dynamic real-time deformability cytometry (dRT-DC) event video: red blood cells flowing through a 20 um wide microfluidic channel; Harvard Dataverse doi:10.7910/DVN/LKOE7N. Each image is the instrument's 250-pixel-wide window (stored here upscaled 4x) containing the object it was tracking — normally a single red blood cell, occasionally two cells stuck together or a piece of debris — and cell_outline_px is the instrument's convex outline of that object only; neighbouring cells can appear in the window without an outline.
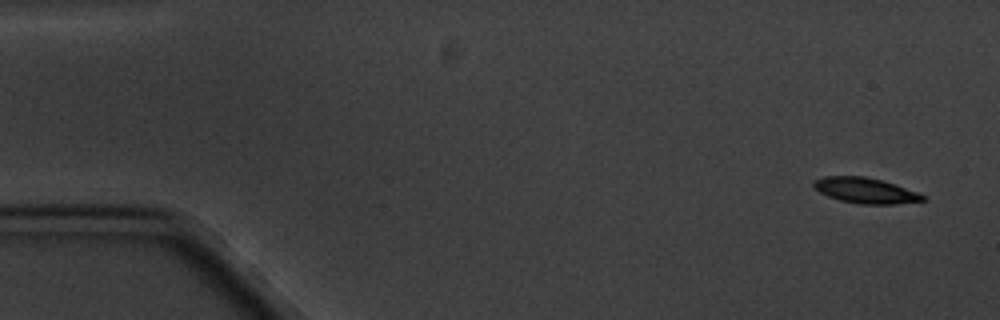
{"species": "common noctule bat (a hibernating species)", "species_latin": "Nyctalus noctula", "temperature_condition": "cold", "stored_images_in_passage": 5, "segment_of_instrument_passage": [1, 2], "camera_frame_rate_fps": 3000, "um_per_image_px": 0.085, "animal": {"sex": "male", "body_mass_g": 20.1, "forearm_length_mm": 53.5}, "frame": {"image": 1, "passage_image": 1, "time_ms": 0.0, "image_size_px": [1000, 320], "cell_outline_px": [[924, 200], [896, 204], [860, 204], [840, 200], [828, 196], [820, 192], [812, 184], [812, 180], [824, 176], [864, 176], [880, 180], [916, 192], [924, 196]], "centroid_in_image_um": [73.49, 16.19], "position_along_channel_um": 11.5, "area_um2": 15.9}}